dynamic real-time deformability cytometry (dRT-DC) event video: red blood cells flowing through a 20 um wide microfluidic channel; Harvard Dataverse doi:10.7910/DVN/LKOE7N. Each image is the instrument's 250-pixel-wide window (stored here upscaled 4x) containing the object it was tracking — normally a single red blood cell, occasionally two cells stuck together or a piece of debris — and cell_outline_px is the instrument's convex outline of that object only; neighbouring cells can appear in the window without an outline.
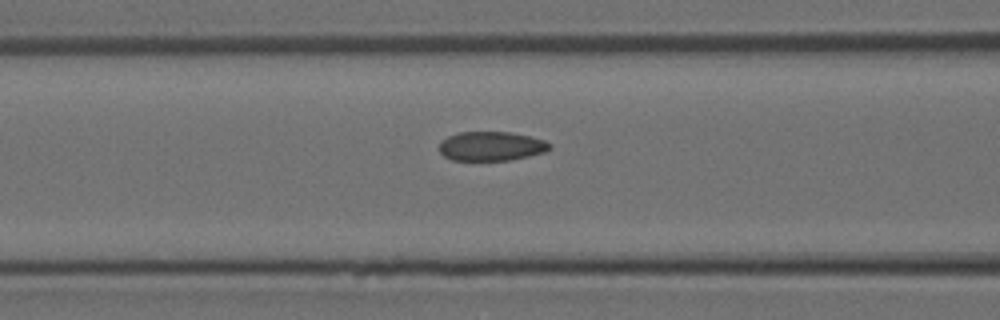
{"species": "Egyptian fruit bat (a non-hibernating species)", "species_latin": "Rousettus aegyptiacus", "temperature_condition": "room temperature", "stored_images_in_passage": 11, "camera_frame_rate_fps": 3000, "um_per_image_px": 0.085, "animal": {"sex": "female"}, "frame": {"image": 1, "passage_image": 4, "time_ms": 1.0, "image_size_px": [1000, 320], "cell_outline_px": [[552, 148], [544, 152], [528, 156], [508, 160], [452, 160], [444, 156], [440, 152], [440, 140], [448, 136], [460, 132], [512, 132], [544, 140], [552, 144]], "centroid_in_image_um": [41.75, 12.42], "position_along_channel_um": 124.8, "area_um2": 18.79}}
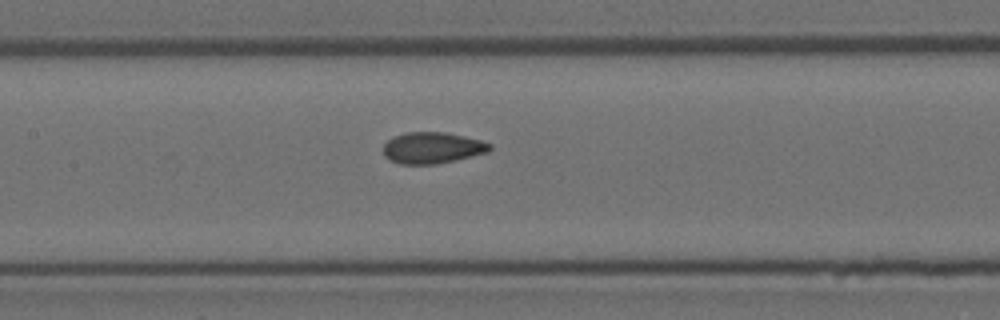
{"frame": {"image": 2, "passage_image": 7, "time_ms": 2.0, "image_size_px": [1000, 320], "cell_outline_px": [[492, 148], [488, 152], [436, 164], [400, 164], [384, 156], [384, 144], [392, 136], [408, 132], [444, 132], [464, 136], [480, 140], [492, 144]], "centroid_in_image_um": [36.74, 12.56], "position_along_channel_um": 170.7, "area_um2": 19.31}}
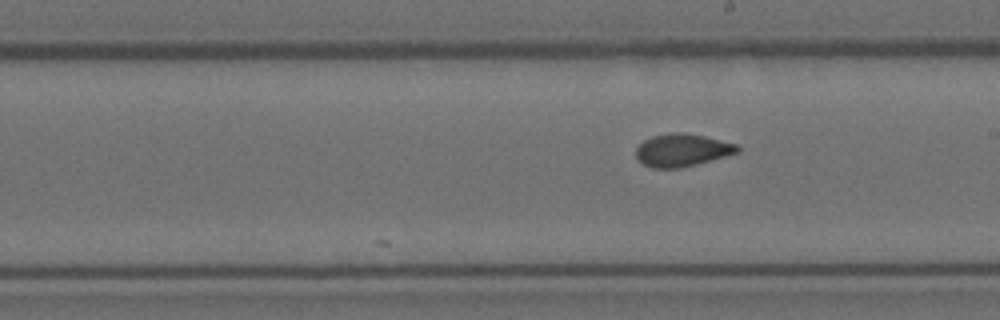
{"frame": {"image": 3, "passage_image": 11, "time_ms": 3.333, "image_size_px": [1000, 320], "cell_outline_px": [[740, 152], [696, 164], [680, 168], [652, 168], [644, 164], [636, 156], [636, 148], [644, 140], [652, 136], [672, 132], [684, 132], [704, 136], [736, 144], [740, 148]], "centroid_in_image_um": [57.98, 12.76], "position_along_channel_um": 231.0, "area_um2": 19.19}}